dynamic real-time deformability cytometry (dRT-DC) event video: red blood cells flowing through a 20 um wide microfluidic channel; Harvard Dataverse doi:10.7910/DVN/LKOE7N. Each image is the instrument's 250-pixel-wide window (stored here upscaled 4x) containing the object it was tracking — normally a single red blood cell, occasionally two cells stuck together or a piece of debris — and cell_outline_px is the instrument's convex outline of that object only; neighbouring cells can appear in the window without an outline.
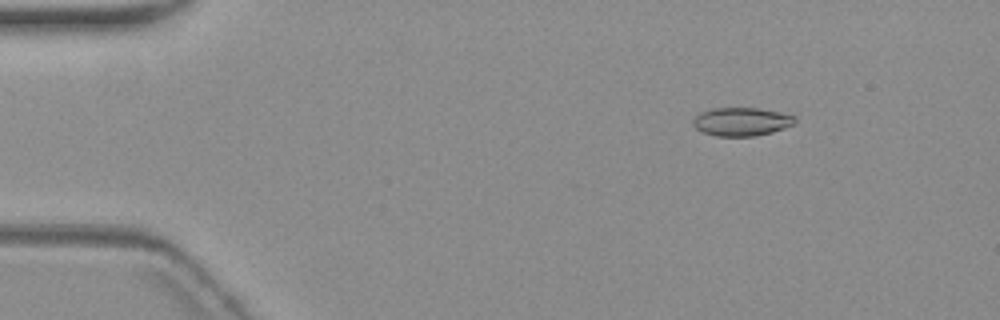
{"species": "common noctule bat (a hibernating species)", "species_latin": "Nyctalus noctula", "temperature_condition": "warm", "stored_images_in_passage": 5, "camera_frame_rate_fps": 3000, "um_per_image_px": 0.085, "animal": {"sex": "female", "body_mass_g": 19.3, "forearm_length_mm": 54.1}, "frame": {"image": 1, "passage_image": 2, "time_ms": 1.333, "image_size_px": [1000, 320], "cell_outline_px": [[796, 120], [792, 124], [784, 128], [772, 132], [752, 136], [716, 136], [704, 132], [696, 128], [692, 124], [692, 120], [700, 112], [712, 108], [756, 108], [780, 112], [796, 116]], "centroid_in_image_um": [63.01, 10.33], "position_along_channel_um": 22.0, "area_um2": 16.76}}
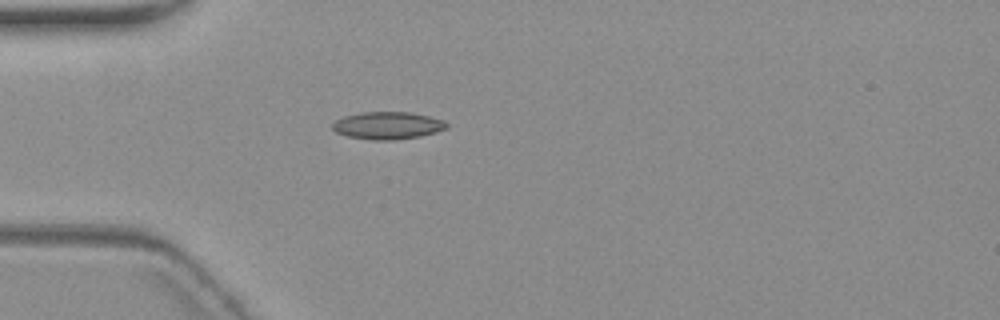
{"frame": {"image": 2, "passage_image": 4, "time_ms": 4.333, "image_size_px": [1000, 320], "cell_outline_px": [[448, 128], [436, 132], [420, 136], [392, 140], [372, 140], [348, 136], [336, 132], [332, 128], [332, 124], [336, 120], [344, 116], [360, 112], [412, 112], [444, 120], [448, 124]], "centroid_in_image_um": [32.96, 10.66], "position_along_channel_um": 52.0, "area_um2": 18.26}}